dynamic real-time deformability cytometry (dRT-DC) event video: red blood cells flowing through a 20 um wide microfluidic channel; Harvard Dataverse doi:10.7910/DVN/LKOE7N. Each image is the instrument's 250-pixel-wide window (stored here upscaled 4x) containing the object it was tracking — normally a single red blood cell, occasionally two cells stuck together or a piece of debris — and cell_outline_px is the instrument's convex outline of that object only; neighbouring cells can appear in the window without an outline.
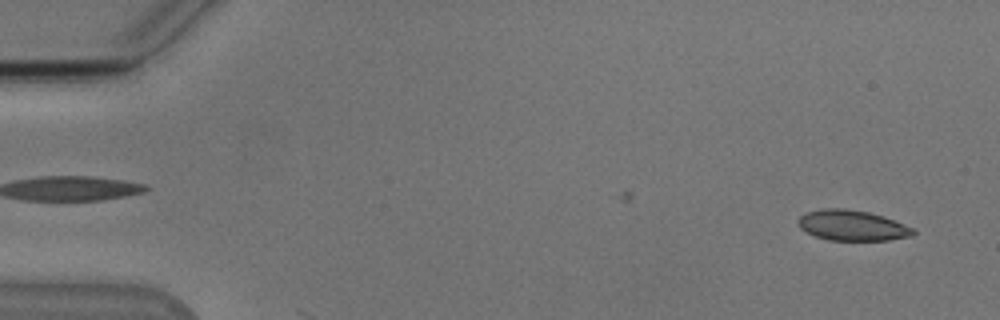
{"species": "Egyptian fruit bat (a non-hibernating species)", "species_latin": "Rousettus aegyptiacus", "temperature_condition": "cold", "stored_images_in_passage": 5, "camera_frame_rate_fps": 3000, "um_per_image_px": 0.085, "animal": {"sex": "male"}, "frame": {"image": 1, "passage_image": 2, "time_ms": 0.333, "image_size_px": [1000, 320], "cell_outline_px": [[916, 232], [912, 236], [888, 240], [828, 240], [816, 236], [800, 228], [796, 224], [796, 220], [804, 212], [824, 208], [844, 208], [868, 212], [884, 216], [904, 224], [912, 228]], "centroid_in_image_um": [72.4, 19.15], "position_along_channel_um": 12.6, "area_um2": 20.52}}